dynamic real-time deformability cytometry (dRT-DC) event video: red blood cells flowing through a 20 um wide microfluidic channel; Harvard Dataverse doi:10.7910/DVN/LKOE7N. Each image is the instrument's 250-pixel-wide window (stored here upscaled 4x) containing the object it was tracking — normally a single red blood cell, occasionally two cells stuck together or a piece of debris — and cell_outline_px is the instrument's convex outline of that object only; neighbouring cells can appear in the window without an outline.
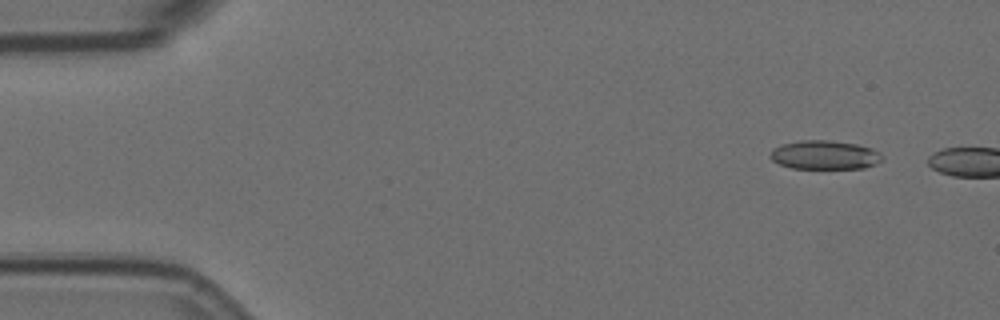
{"species": "Egyptian fruit bat (a non-hibernating species)", "species_latin": "Rousettus aegyptiacus", "temperature_condition": "room temperature", "stored_images_in_passage": 2, "camera_frame_rate_fps": 3000, "um_per_image_px": 0.085, "animal": {"sex": "female"}, "frame": {"image": 1, "passage_image": 1, "time_ms": 0.0, "image_size_px": [1000, 320], "cell_outline_px": [[884, 160], [876, 164], [864, 168], [792, 168], [780, 164], [772, 160], [768, 156], [772, 148], [780, 144], [800, 140], [828, 140], [856, 144], [872, 148], [880, 152], [884, 156]], "centroid_in_image_um": [70.1, 13.16], "position_along_channel_um": 14.9, "area_um2": 19.07}}